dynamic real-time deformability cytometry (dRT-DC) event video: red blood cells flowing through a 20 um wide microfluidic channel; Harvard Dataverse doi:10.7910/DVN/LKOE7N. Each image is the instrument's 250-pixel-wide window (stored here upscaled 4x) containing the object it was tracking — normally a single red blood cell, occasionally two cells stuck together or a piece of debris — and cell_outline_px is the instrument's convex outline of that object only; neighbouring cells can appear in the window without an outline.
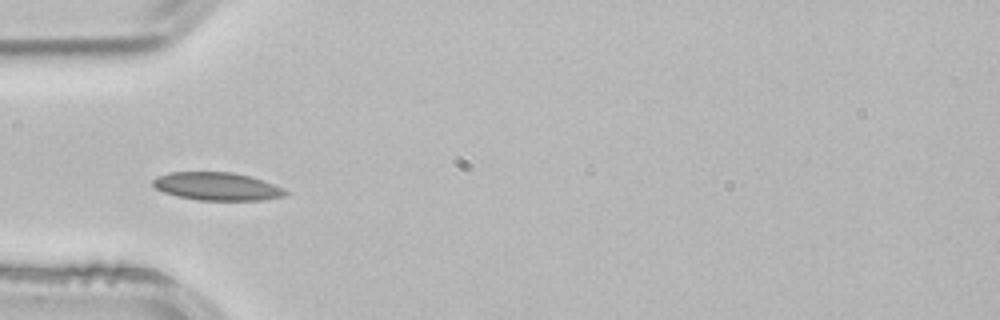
{"species": "common noctule bat (a hibernating species)", "species_latin": "Nyctalus noctula", "temperature_condition": "room temperature", "stored_images_in_passage": 3, "camera_frame_rate_fps": 3000, "um_per_image_px": 0.085, "animal": {"sex": "male", "body_mass_g": 21.5, "forearm_length_mm": 52.0}, "frame": {"image": 1, "passage_image": 3, "time_ms": 0.667, "image_size_px": [1000, 320], "cell_outline_px": [[288, 192], [284, 196], [260, 200], [196, 200], [176, 196], [164, 192], [156, 188], [152, 184], [152, 180], [156, 176], [172, 172], [232, 172], [248, 176], [284, 188]], "centroid_in_image_um": [18.4, 15.84], "position_along_channel_um": 66.6, "area_um2": 21.44}}